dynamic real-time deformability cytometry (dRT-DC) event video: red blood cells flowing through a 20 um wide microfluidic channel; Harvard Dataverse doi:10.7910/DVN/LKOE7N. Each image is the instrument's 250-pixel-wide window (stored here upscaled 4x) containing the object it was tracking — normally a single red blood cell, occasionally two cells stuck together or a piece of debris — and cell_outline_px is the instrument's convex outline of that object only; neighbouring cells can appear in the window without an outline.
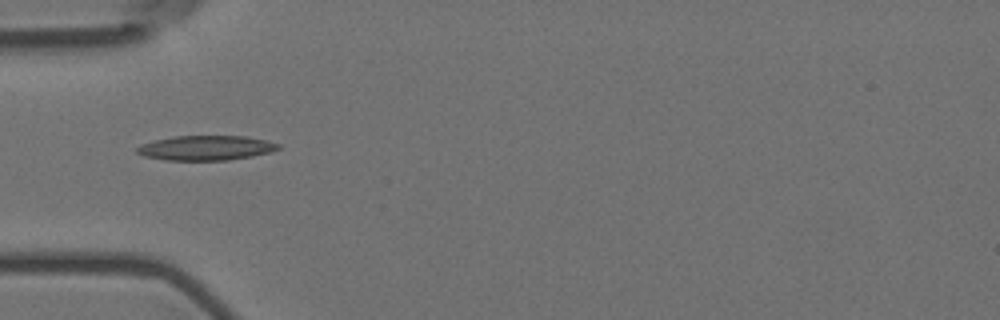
{"species": "Egyptian fruit bat (a non-hibernating species)", "species_latin": "Rousettus aegyptiacus", "temperature_condition": "room temperature", "stored_images_in_passage": 39, "camera_frame_rate_fps": 3000, "um_per_image_px": 0.085, "animal": {"sex": "female"}, "frame": {"image": 1, "passage_image": 1, "time_ms": 0.0, "image_size_px": [1000, 320], "cell_outline_px": [[280, 148], [272, 152], [252, 156], [228, 160], [164, 160], [144, 156], [136, 152], [136, 148], [140, 144], [156, 140], [176, 136], [244, 136], [264, 140], [280, 144]], "centroid_in_image_um": [17.5, 12.58], "position_along_channel_um": 67.5, "area_um2": 20.29}}
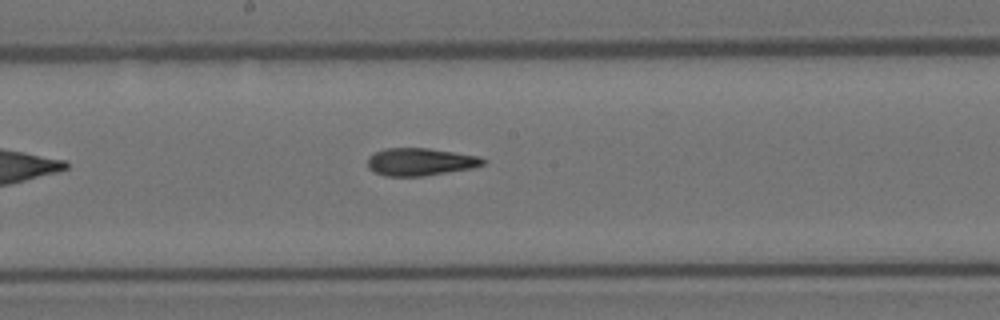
{"frame": {"image": 2, "passage_image": 13, "time_ms": 4.0, "image_size_px": [1000, 320], "cell_outline_px": [[488, 160], [484, 164], [472, 168], [424, 176], [384, 176], [372, 172], [368, 168], [368, 156], [384, 148], [428, 148], [480, 156]], "centroid_in_image_um": [35.72, 13.76], "position_along_channel_um": 212.5, "area_um2": 18.73}}
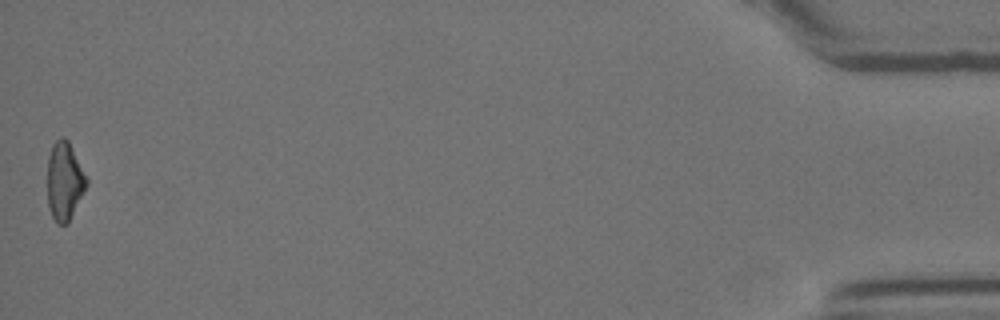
{"frame": {"image": 3, "passage_image": 39, "time_ms": 12.667, "image_size_px": [1000, 320], "cell_outline_px": [[88, 184], [68, 224], [56, 224], [48, 208], [48, 156], [52, 144], [60, 136], [64, 136], [68, 140], [88, 180]], "centroid_in_image_um": [5.48, 15.4], "position_along_channel_um": 429.7, "area_um2": 17.92}, "authors_computed_cell_mechanics": {"area_um2": 18.6116, "velocity_mm_per_s": 3.6001, "shape_relaxation_time_tau1_ms": 8.4491, "shape_relaxation_time_tau2_ms": 2.9625, "deformation_change_tau1": 0.2223, "deformation_change_tau2": 0.1075}}